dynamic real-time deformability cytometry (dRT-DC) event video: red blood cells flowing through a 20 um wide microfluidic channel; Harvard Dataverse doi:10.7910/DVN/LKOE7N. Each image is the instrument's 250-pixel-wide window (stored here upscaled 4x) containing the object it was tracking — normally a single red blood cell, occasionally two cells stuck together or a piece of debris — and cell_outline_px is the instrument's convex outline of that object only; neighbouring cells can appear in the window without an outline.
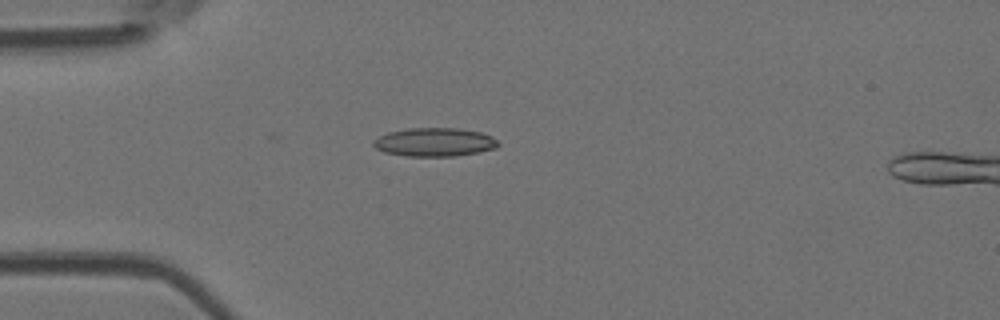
{"species": "Egyptian fruit bat (a non-hibernating species)", "species_latin": "Rousettus aegyptiacus", "temperature_condition": "room temperature", "stored_images_in_passage": 6, "camera_frame_rate_fps": 3000, "um_per_image_px": 0.085, "animal": {"sex": "female"}, "frame": {"image": 1, "passage_image": 2, "time_ms": 0.333, "image_size_px": [1000, 320], "cell_outline_px": [[500, 144], [496, 148], [456, 156], [404, 156], [384, 152], [376, 148], [372, 144], [372, 140], [388, 132], [408, 128], [456, 128], [480, 132], [492, 136]], "centroid_in_image_um": [36.91, 12.08], "position_along_channel_um": 48.1, "area_um2": 20.75}}